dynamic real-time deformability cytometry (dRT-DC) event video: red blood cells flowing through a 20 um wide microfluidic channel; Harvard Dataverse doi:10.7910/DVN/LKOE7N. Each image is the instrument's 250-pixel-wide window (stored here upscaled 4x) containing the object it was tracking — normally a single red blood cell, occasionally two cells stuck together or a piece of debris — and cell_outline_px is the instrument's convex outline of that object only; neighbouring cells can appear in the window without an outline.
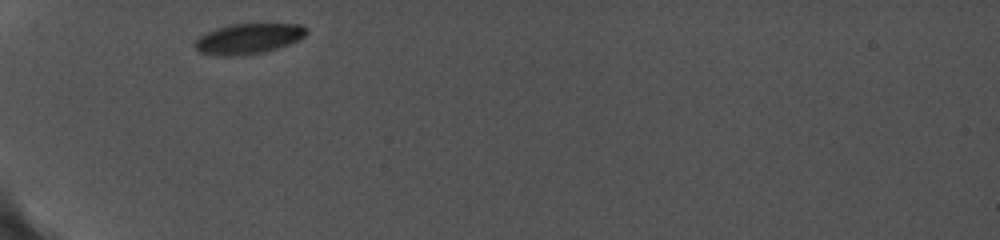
{"species": "common noctule bat (a hibernating species)", "species_latin": "Nyctalus noctula", "temperature_condition": "cold", "stored_images_in_passage": 28, "camera_frame_rate_fps": 5000, "um_per_image_px": 0.085, "animal": {"sex": "female", "body_mass_g": 19.0, "forearm_length_mm": 56.7}, "frame": {"image": 1, "passage_image": 1, "time_ms": 0.0, "image_size_px": [1000, 240], "cell_outline_px": [[308, 32], [304, 36], [288, 44], [264, 52], [240, 56], [224, 56], [200, 52], [196, 48], [196, 40], [200, 36], [216, 28], [228, 24], [300, 24], [308, 28]], "centroid_in_image_um": [21.13, 3.28], "position_along_channel_um": 63.9, "area_um2": 19.54}}
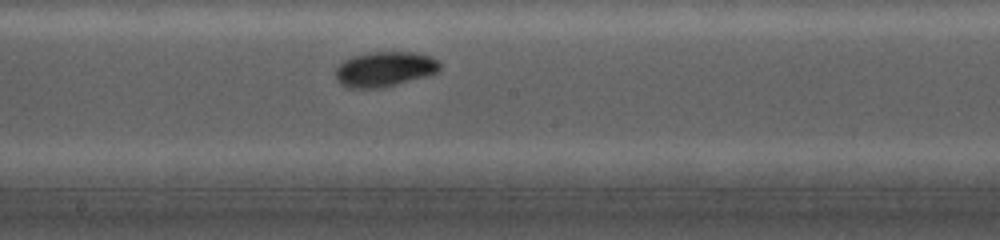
{"frame": {"image": 2, "passage_image": 17, "time_ms": 4.4, "image_size_px": [1000, 240], "cell_outline_px": [[440, 68], [436, 72], [428, 76], [380, 88], [348, 88], [340, 84], [336, 80], [336, 68], [344, 60], [352, 56], [372, 52], [412, 52], [432, 56], [440, 60]], "centroid_in_image_um": [32.7, 5.87], "position_along_channel_um": 215.5, "area_um2": 21.39}}
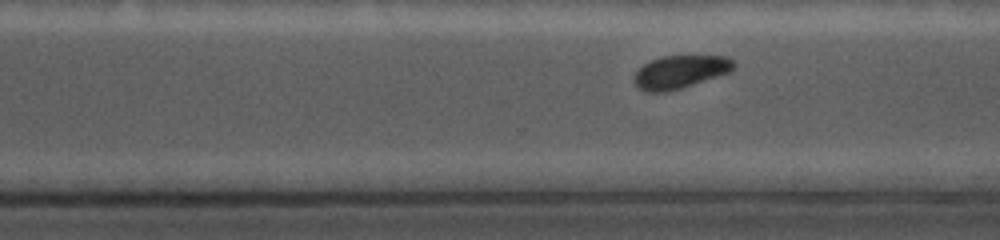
{"frame": {"image": 3, "passage_image": 26, "time_ms": 7.0, "image_size_px": [1000, 240], "cell_outline_px": [[736, 64], [728, 72], [680, 88], [664, 92], [644, 92], [636, 88], [632, 80], [636, 72], [644, 64], [660, 56], [724, 56], [732, 60]], "centroid_in_image_um": [57.73, 6.11], "position_along_channel_um": 312.9, "area_um2": 18.9}}